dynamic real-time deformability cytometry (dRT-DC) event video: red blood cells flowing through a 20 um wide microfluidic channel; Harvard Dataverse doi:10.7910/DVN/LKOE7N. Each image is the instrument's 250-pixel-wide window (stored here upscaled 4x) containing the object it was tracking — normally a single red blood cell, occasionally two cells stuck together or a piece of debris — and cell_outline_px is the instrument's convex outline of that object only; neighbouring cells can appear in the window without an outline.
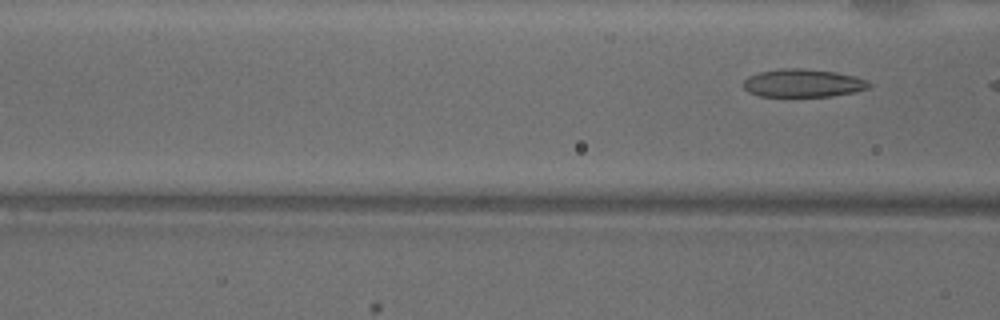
{"species": "common noctule bat (a hibernating species)", "species_latin": "Nyctalus noctula", "temperature_condition": "warm", "stored_images_in_passage": 3, "camera_frame_rate_fps": 3000, "um_per_image_px": 0.085, "animal": {"sex": "male", "body_mass_g": 18.8}, "frame": {"image": 1, "passage_image": 3, "time_ms": 0.667, "image_size_px": [1000, 320], "cell_outline_px": [[872, 84], [868, 88], [852, 92], [832, 96], [788, 100], [760, 96], [748, 92], [744, 88], [744, 80], [748, 76], [760, 72], [784, 68], [804, 68], [836, 72], [856, 76], [868, 80]], "centroid_in_image_um": [68.23, 7.11], "position_along_channel_um": 98.4, "area_um2": 21.56}}